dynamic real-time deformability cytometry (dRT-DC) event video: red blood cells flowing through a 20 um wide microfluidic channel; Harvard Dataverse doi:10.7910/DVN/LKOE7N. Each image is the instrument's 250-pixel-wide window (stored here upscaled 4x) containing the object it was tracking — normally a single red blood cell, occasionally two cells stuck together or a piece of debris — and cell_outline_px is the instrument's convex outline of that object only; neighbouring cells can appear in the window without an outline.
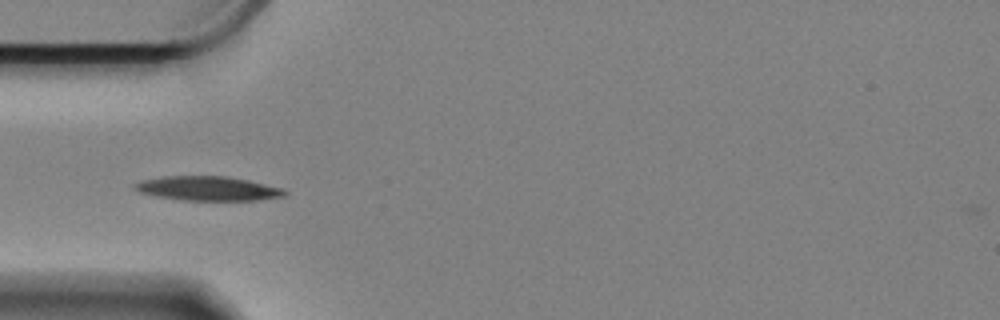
{"species": "Egyptian fruit bat (a non-hibernating species)", "species_latin": "Rousettus aegyptiacus", "temperature_condition": "cold", "stored_images_in_passage": 43, "camera_frame_rate_fps": 3000, "um_per_image_px": 0.085, "animal": {"sex": "female"}, "frame": {"image": 1, "passage_image": 1, "time_ms": 0.0, "image_size_px": [1000, 320], "cell_outline_px": [[288, 192], [284, 196], [260, 200], [180, 200], [156, 196], [140, 192], [132, 188], [132, 184], [144, 180], [164, 176], [224, 176], [248, 180], [284, 188]], "centroid_in_image_um": [17.68, 16.02], "position_along_channel_um": 67.3, "area_um2": 21.27}}
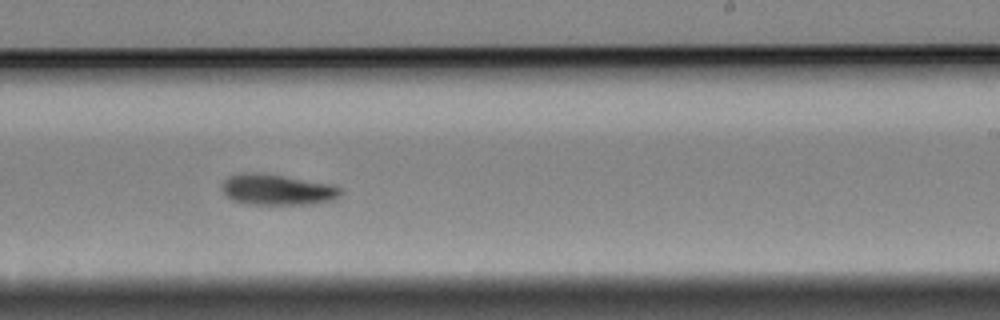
{"frame": {"image": 2, "passage_image": 19, "time_ms": 6.0, "image_size_px": [1000, 320], "cell_outline_px": [[340, 196], [332, 200], [312, 204], [244, 204], [232, 200], [220, 188], [220, 184], [228, 176], [280, 176], [332, 184], [340, 188]], "centroid_in_image_um": [23.6, 16.18], "position_along_channel_um": 265.4, "area_um2": 20.29}}
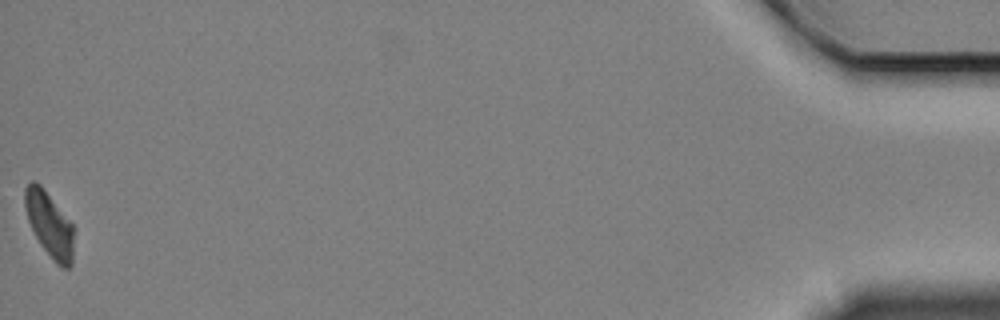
{"frame": {"image": 3, "passage_image": 43, "time_ms": 14.0, "image_size_px": [1000, 320], "cell_outline_px": [[76, 228], [72, 264], [68, 268], [64, 268], [56, 264], [52, 260], [40, 244], [28, 220], [24, 204], [24, 188], [32, 180], [36, 180], [44, 188]], "centroid_in_image_um": [4.24, 19.09], "position_along_channel_um": 431.0, "area_um2": 19.02}, "authors_computed_cell_mechanics": {"area_um2": 20.5768, "velocity_mm_per_s": 3.2959, "shape_relaxation_time_tau1_ms": 4.9617, "shape_relaxation_time_tau2_ms": null, "deformation_change_tau1": 0.1334, "deformation_change_tau2": null}}